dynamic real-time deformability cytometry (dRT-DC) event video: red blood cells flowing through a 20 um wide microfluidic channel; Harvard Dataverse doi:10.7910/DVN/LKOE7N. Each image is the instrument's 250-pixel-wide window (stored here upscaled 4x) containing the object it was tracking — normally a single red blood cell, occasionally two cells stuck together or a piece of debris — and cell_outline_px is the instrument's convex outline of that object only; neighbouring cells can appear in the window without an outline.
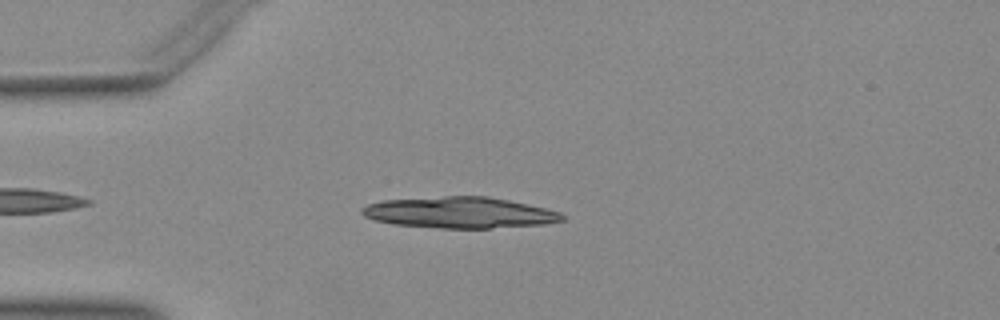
{"species": "Egyptian fruit bat (a non-hibernating species)", "species_latin": "Rousettus aegyptiacus", "temperature_condition": "warm", "stored_images_in_passage": 42, "camera_frame_rate_fps": 3000, "um_per_image_px": 0.085, "animal": {"sex": "female"}, "frame": {"image": 1, "passage_image": 5, "time_ms": 1.333, "image_size_px": [1000, 320], "cell_outline_px": [[564, 220], [544, 224], [488, 228], [440, 228], [396, 224], [376, 220], [364, 216], [360, 212], [360, 208], [368, 204], [384, 200], [444, 196], [488, 196], [508, 200], [544, 208], [560, 212], [564, 216]], "centroid_in_image_um": [39.05, 18.06], "position_along_channel_um": 46.0, "area_um2": 36.07}}